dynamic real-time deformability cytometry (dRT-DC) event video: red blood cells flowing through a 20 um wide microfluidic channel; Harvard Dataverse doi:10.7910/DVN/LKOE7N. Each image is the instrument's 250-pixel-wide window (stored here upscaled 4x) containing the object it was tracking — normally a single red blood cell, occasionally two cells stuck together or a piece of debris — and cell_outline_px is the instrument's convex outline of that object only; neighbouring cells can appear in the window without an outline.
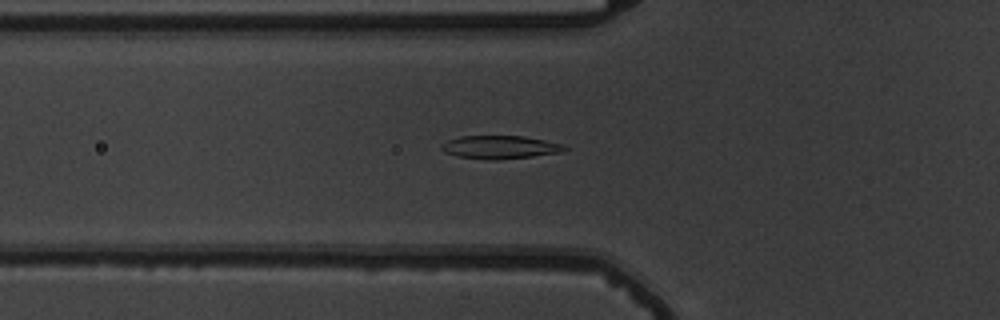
{"species": "common noctule bat (a hibernating species)", "species_latin": "Nyctalus noctula", "temperature_condition": "warm", "stored_images_in_passage": 56, "camera_frame_rate_fps": 3000, "um_per_image_px": 0.085, "animal": {"sex": "male", "body_mass_g": 19.5, "forearm_length_mm": 54.6}, "frame": {"image": 1, "passage_image": 21, "time_ms": 6.667, "image_size_px": [1000, 320], "cell_outline_px": [[568, 148], [564, 152], [532, 156], [496, 160], [484, 160], [456, 156], [444, 152], [440, 148], [440, 144], [448, 140], [460, 136], [524, 136], [564, 144]], "centroid_in_image_um": [42.49, 12.51], "position_along_channel_um": 83.3, "area_um2": 16.82}}
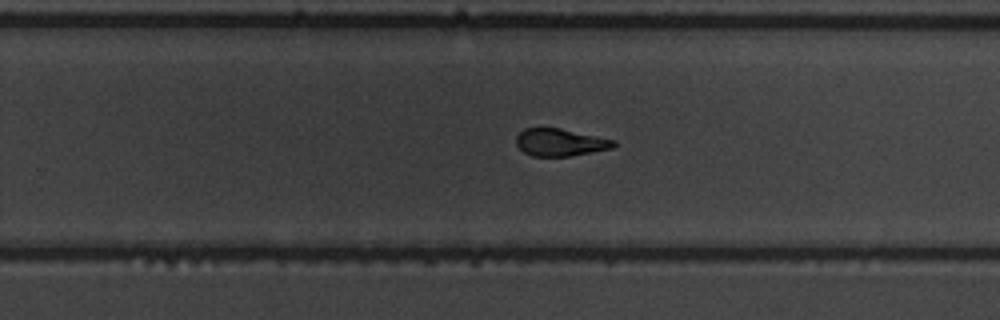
{"frame": {"image": 2, "passage_image": 37, "time_ms": 12.0, "image_size_px": [1000, 320], "cell_outline_px": [[616, 144], [612, 148], [592, 152], [568, 156], [532, 156], [524, 152], [516, 144], [516, 136], [524, 128], [560, 128], [616, 140]], "centroid_in_image_um": [47.61, 12.09], "position_along_channel_um": 282.2, "area_um2": 15.49}}
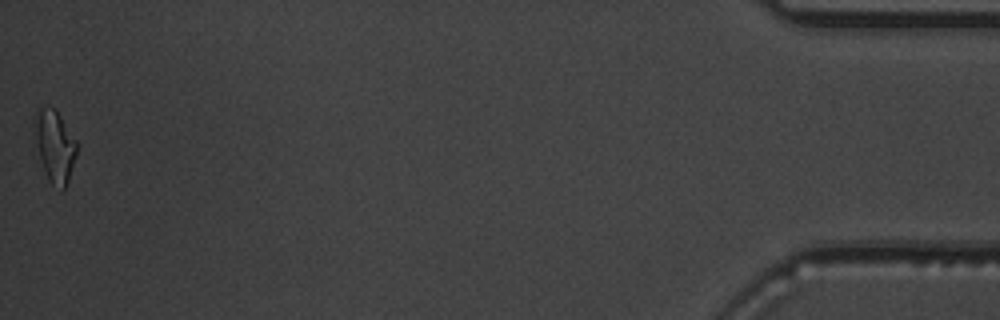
{"frame": {"image": 3, "passage_image": 56, "time_ms": 18.333, "image_size_px": [1000, 320], "cell_outline_px": [[76, 156], [68, 180], [64, 188], [60, 192], [48, 180], [40, 160], [32, 124], [32, 120], [36, 108], [56, 108], [76, 140]], "centroid_in_image_um": [4.62, 12.39], "position_along_channel_um": 430.6, "area_um2": 17.86}, "authors_computed_cell_mechanics": {"area_um2": 16.9643, "velocity_mm_per_s": 3.7316, "shape_relaxation_time_tau1_ms": 4.3421, "shape_relaxation_time_tau2_ms": 2.2067, "deformation_change_tau1": 0.1678, "deformation_change_tau2": 0.0902}}